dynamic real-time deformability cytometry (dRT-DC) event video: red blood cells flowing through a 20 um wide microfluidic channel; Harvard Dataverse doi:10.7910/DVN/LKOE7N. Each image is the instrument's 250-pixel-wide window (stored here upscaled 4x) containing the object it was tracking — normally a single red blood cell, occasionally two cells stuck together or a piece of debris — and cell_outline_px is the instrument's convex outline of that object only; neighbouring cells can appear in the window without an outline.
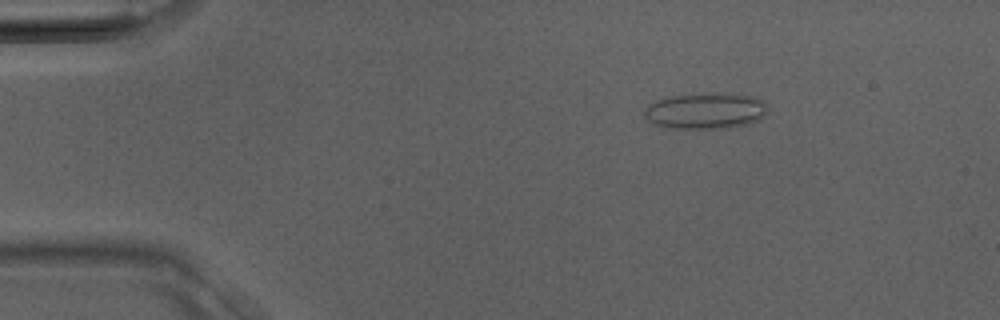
{"species": "Egyptian fruit bat (a non-hibernating species)", "species_latin": "Rousettus aegyptiacus", "temperature_condition": "room temperature", "stored_images_in_passage": 37, "camera_frame_rate_fps": 3000, "um_per_image_px": 0.085, "animal": {"sex": "male"}, "frame": {"image": 1, "passage_image": 6, "time_ms": 1.667, "image_size_px": [1000, 320], "cell_outline_px": [[768, 112], [764, 116], [756, 120], [744, 124], [728, 128], [668, 128], [656, 124], [648, 120], [644, 116], [644, 108], [648, 104], [656, 100], [668, 96], [712, 92], [752, 96], [764, 100], [768, 104]], "centroid_in_image_um": [59.97, 9.4], "position_along_channel_um": 25.0, "area_um2": 26.18}}
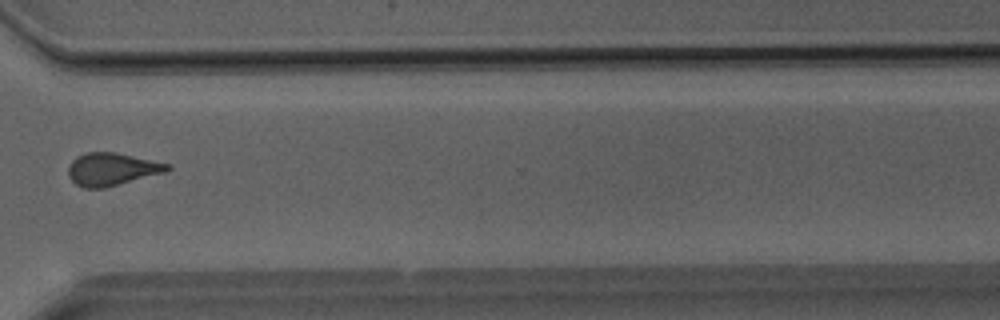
{"frame": {"image": 2, "passage_image": 29, "time_ms": 9.333, "image_size_px": [1000, 320], "cell_outline_px": [[172, 168], [164, 172], [104, 188], [84, 188], [76, 184], [68, 176], [68, 168], [72, 160], [76, 156], [84, 152], [116, 152], [172, 164]], "centroid_in_image_um": [9.5, 14.36], "position_along_channel_um": 361.1, "area_um2": 18.9}}
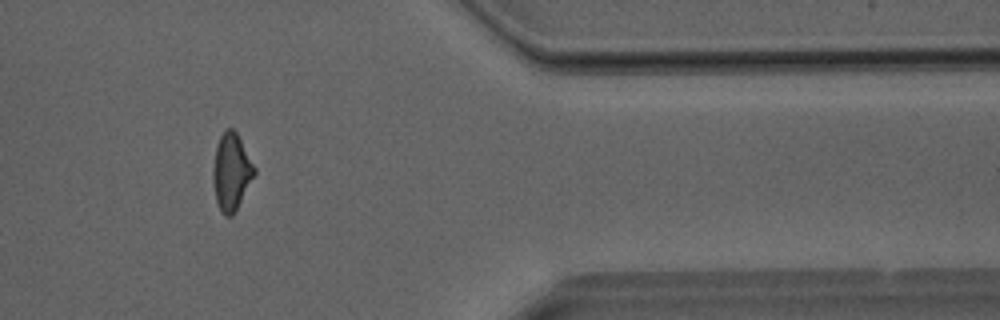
{"frame": {"image": 3, "passage_image": 32, "time_ms": 10.333, "image_size_px": [1000, 320], "cell_outline_px": [[256, 172], [232, 216], [224, 216], [216, 200], [212, 180], [212, 168], [216, 144], [224, 128], [232, 128], [236, 132], [256, 168]], "centroid_in_image_um": [19.64, 14.57], "position_along_channel_um": 391.8, "area_um2": 18.44}}